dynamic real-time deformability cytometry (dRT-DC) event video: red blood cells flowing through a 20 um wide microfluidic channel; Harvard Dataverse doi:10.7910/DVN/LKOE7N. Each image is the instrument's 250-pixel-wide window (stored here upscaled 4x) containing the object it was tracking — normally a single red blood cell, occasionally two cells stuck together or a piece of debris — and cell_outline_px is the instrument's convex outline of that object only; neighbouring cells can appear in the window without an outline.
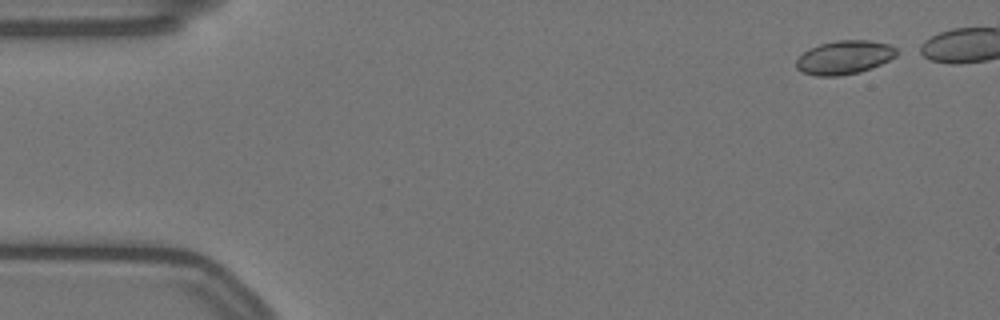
{"species": "Egyptian fruit bat (a non-hibernating species)", "species_latin": "Rousettus aegyptiacus", "temperature_condition": "warm", "stored_images_in_passage": 8, "camera_frame_rate_fps": 3000, "um_per_image_px": 0.085, "animal": {"sex": "female"}, "frame": {"image": 1, "passage_image": 2, "time_ms": 0.333, "image_size_px": [1000, 320], "cell_outline_px": [[896, 56], [872, 68], [860, 72], [840, 76], [816, 76], [800, 72], [796, 68], [796, 60], [804, 52], [820, 44], [836, 40], [868, 40], [888, 44], [896, 48]], "centroid_in_image_um": [71.75, 4.89], "position_along_channel_um": 13.3, "area_um2": 19.65}}